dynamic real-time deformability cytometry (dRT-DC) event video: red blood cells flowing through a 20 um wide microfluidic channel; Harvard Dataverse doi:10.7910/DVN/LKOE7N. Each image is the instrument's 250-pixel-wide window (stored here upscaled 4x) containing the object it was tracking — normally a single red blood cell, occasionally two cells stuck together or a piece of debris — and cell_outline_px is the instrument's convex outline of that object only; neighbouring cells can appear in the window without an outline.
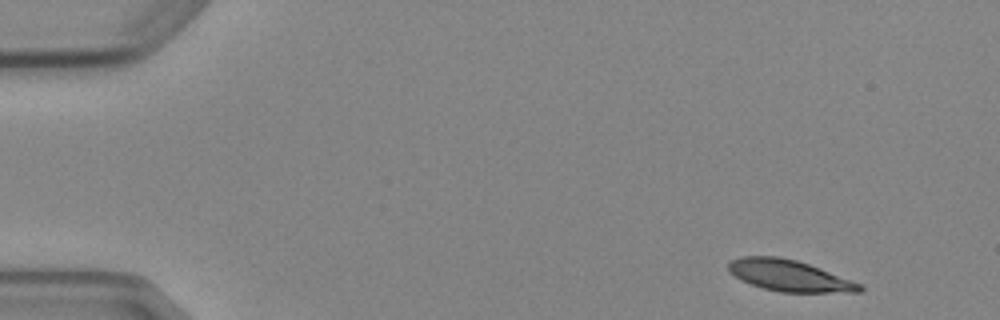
{"species": "Egyptian fruit bat (a non-hibernating species)", "species_latin": "Rousettus aegyptiacus", "temperature_condition": "cold", "stored_images_in_passage": 4, "camera_frame_rate_fps": 3000, "um_per_image_px": 0.085, "animal": {"sex": "female"}, "frame": {"image": 1, "passage_image": 1, "time_ms": 0.0, "image_size_px": [1000, 320], "cell_outline_px": [[864, 288], [860, 292], [780, 292], [764, 288], [752, 284], [736, 276], [728, 268], [728, 264], [732, 260], [740, 256], [780, 256], [796, 260], [820, 268], [864, 284]], "centroid_in_image_um": [67.16, 23.42], "position_along_channel_um": 17.8, "area_um2": 23.76}}
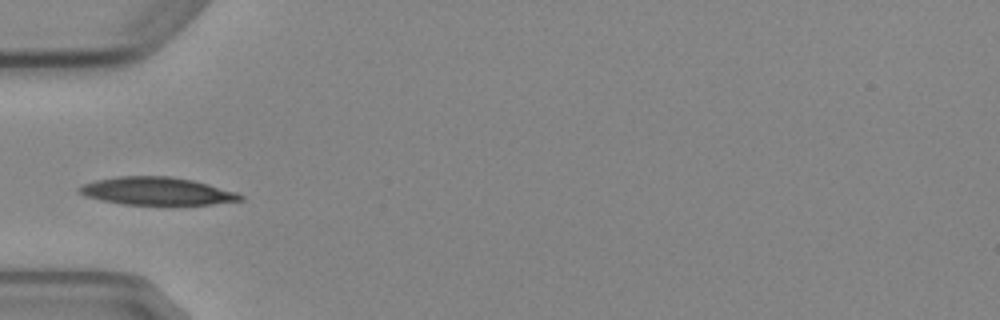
{"frame": {"image": 2, "passage_image": 4, "time_ms": 4.333, "image_size_px": [1000, 320], "cell_outline_px": [[244, 200], [212, 204], [124, 204], [100, 200], [84, 196], [76, 192], [76, 188], [84, 184], [96, 180], [120, 176], [172, 176], [192, 180], [208, 184], [236, 192], [244, 196]], "centroid_in_image_um": [13.3, 16.24], "position_along_channel_um": 71.7, "area_um2": 26.01}}